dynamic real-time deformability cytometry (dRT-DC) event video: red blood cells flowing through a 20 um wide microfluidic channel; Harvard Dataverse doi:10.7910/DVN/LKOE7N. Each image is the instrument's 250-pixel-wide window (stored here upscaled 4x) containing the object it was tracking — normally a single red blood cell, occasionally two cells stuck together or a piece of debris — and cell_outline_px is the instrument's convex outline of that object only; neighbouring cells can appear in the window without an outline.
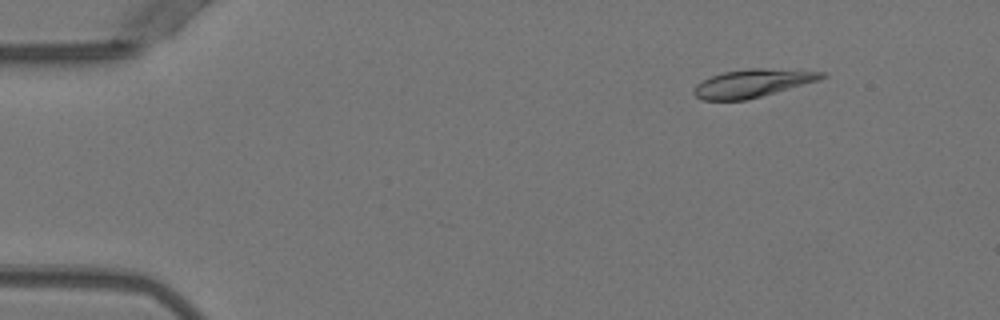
{"species": "Egyptian fruit bat (a non-hibernating species)", "species_latin": "Rousettus aegyptiacus", "temperature_condition": "warm", "stored_images_in_passage": 48, "camera_frame_rate_fps": 3000, "um_per_image_px": 0.085, "animal": {"sex": "female"}, "frame": {"image": 1, "passage_image": 3, "time_ms": 0.667, "image_size_px": [1000, 320], "cell_outline_px": [[828, 76], [820, 80], [760, 96], [744, 100], [700, 100], [692, 92], [696, 84], [712, 76], [724, 72], [748, 68], [764, 68], [824, 72]], "centroid_in_image_um": [63.96, 7.07], "position_along_channel_um": 21.0, "area_um2": 20.63}}
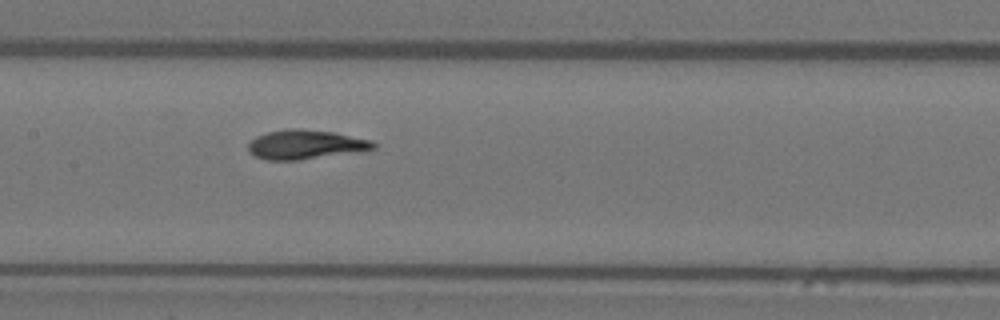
{"frame": {"image": 2, "passage_image": 22, "time_ms": 7.0, "image_size_px": [1000, 320], "cell_outline_px": [[376, 148], [360, 152], [300, 160], [268, 160], [256, 156], [248, 152], [248, 144], [256, 136], [268, 132], [284, 128], [300, 128], [332, 132], [372, 140], [376, 144]], "centroid_in_image_um": [25.98, 12.29], "position_along_channel_um": 181.4, "area_um2": 21.56}}
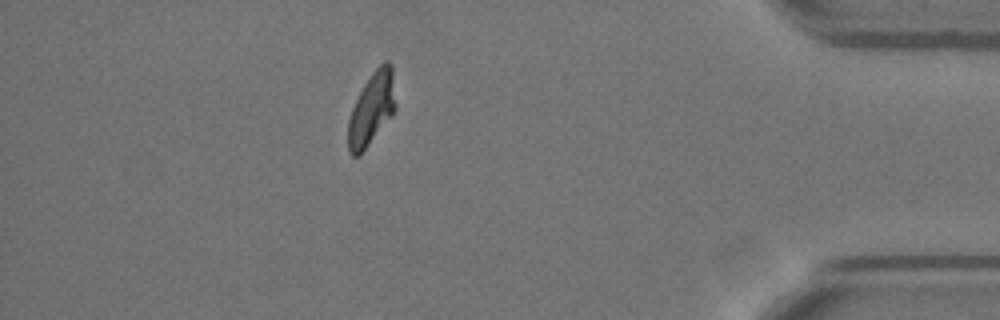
{"frame": {"image": 3, "passage_image": 42, "time_ms": 13.667, "image_size_px": [1000, 320], "cell_outline_px": [[396, 108], [392, 116], [360, 156], [352, 156], [348, 152], [348, 120], [352, 108], [364, 84], [372, 72], [384, 60], [388, 60], [392, 64], [396, 104]], "centroid_in_image_um": [31.6, 9.25], "position_along_channel_um": 403.6, "area_um2": 20.35}, "authors_computed_cell_mechanics": {"area_um2": 20.9525, "velocity_mm_per_s": 3.9706, "shape_relaxation_time_tau1_ms": 3.9987, "shape_relaxation_time_tau2_ms": 0.9396, "deformation_change_tau1": 0.2015, "deformation_change_tau2": 0.081}}